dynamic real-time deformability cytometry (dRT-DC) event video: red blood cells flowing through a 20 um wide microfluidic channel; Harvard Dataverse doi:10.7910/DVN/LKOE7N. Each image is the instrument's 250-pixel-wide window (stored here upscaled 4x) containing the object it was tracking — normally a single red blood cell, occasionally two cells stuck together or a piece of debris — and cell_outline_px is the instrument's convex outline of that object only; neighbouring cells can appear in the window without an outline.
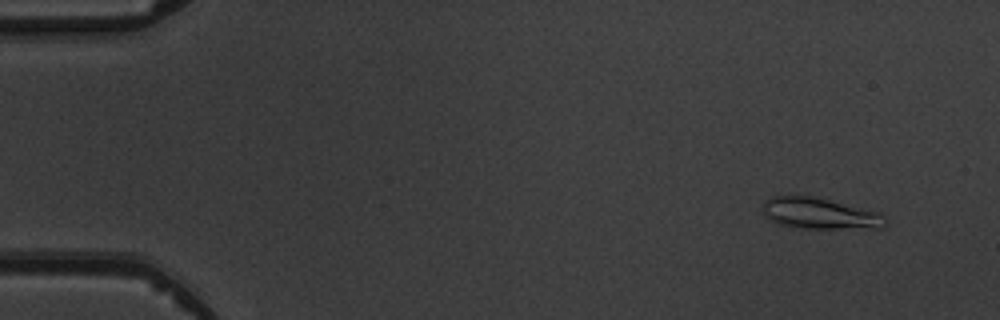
{"species": "common noctule bat (a hibernating species)", "species_latin": "Nyctalus noctula", "temperature_condition": "warm", "stored_images_in_passage": 7, "camera_frame_rate_fps": 3000, "um_per_image_px": 0.085, "animal": {"sex": "male", "body_mass_g": 19.5, "forearm_length_mm": 54.6}, "frame": {"image": 1, "passage_image": 2, "time_ms": 1.0, "image_size_px": [1000, 320], "cell_outline_px": [[888, 224], [884, 228], [800, 228], [780, 224], [764, 216], [760, 208], [764, 200], [772, 196], [812, 196], [880, 212], [888, 220]], "centroid_in_image_um": [69.68, 18.15], "position_along_channel_um": 15.3, "area_um2": 22.43}}
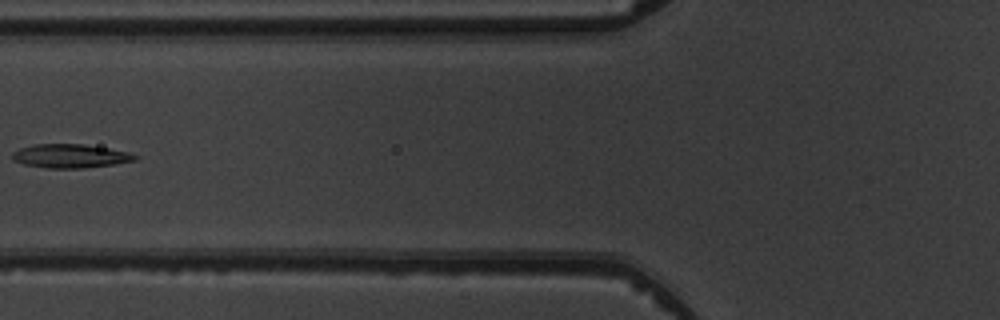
{"frame": {"image": 2, "passage_image": 6, "time_ms": 6.667, "image_size_px": [1000, 320], "cell_outline_px": [[140, 156], [136, 160], [112, 164], [84, 168], [48, 168], [24, 164], [12, 160], [12, 152], [20, 148], [36, 144], [84, 144], [108, 148], [128, 152]], "centroid_in_image_um": [5.97, 13.26], "position_along_channel_um": 119.8, "area_um2": 16.94}}
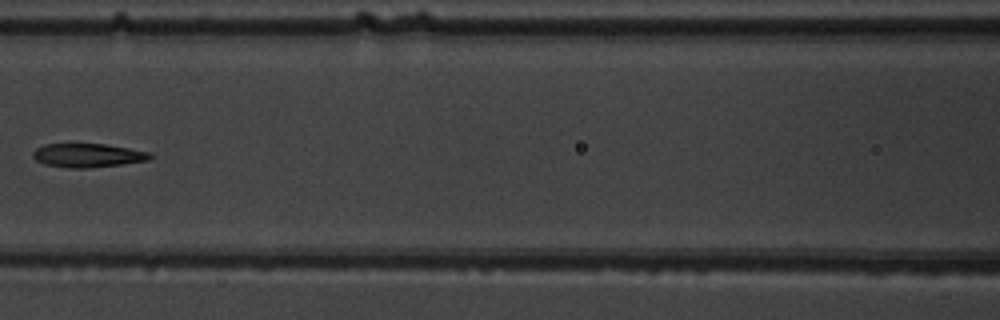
{"frame": {"image": 3, "passage_image": 7, "time_ms": 7.667, "image_size_px": [1000, 320], "cell_outline_px": [[152, 156], [148, 160], [120, 164], [88, 168], [68, 168], [44, 164], [36, 160], [32, 156], [32, 152], [36, 148], [44, 144], [68, 140], [104, 144], [152, 152]], "centroid_in_image_um": [7.37, 13.15], "position_along_channel_um": 159.2, "area_um2": 17.05}}